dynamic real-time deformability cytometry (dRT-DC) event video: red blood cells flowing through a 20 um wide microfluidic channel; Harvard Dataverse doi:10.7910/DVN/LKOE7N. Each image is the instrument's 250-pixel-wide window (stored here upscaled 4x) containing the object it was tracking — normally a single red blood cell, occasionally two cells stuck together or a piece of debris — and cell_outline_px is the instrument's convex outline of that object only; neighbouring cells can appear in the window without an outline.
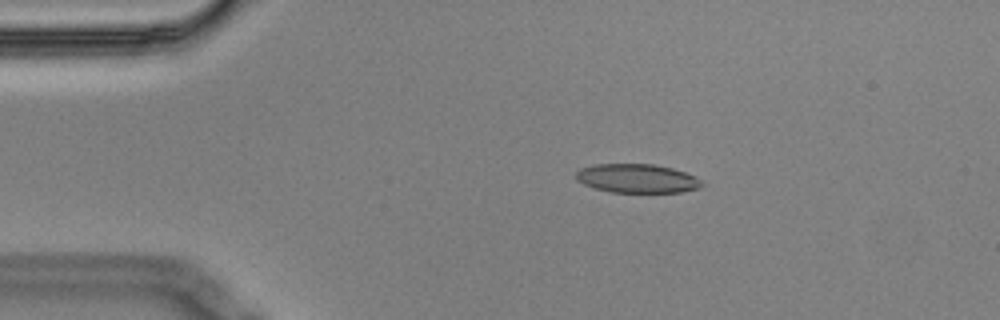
{"species": "Egyptian fruit bat (a non-hibernating species)", "species_latin": "Rousettus aegyptiacus", "temperature_condition": "cold", "stored_images_in_passage": 4, "camera_frame_rate_fps": 3000, "um_per_image_px": 0.085, "animal": {"sex": "male"}, "frame": {"image": 1, "passage_image": 3, "time_ms": 0.667, "image_size_px": [1000, 320], "cell_outline_px": [[704, 184], [700, 188], [680, 192], [612, 192], [596, 188], [584, 184], [576, 180], [576, 172], [580, 168], [592, 164], [656, 164], [672, 168], [696, 176]], "centroid_in_image_um": [54.15, 15.16], "position_along_channel_um": 30.8, "area_um2": 21.21}}